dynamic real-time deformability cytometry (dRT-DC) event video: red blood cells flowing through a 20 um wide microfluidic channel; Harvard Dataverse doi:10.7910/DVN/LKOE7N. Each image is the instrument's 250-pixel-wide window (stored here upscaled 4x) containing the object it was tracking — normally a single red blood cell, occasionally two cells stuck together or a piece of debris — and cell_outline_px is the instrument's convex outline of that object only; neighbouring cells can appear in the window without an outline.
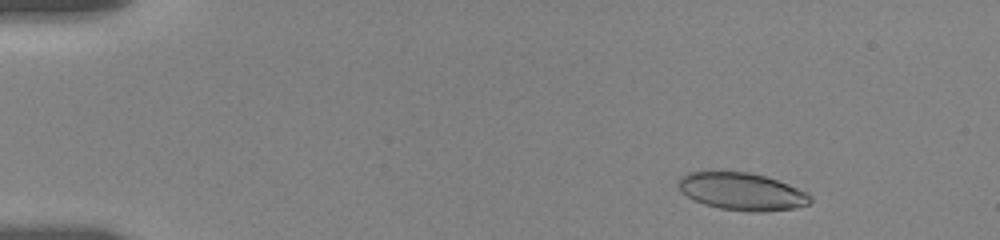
{"species": "human", "species_latin": "Homo sapiens", "temperature_condition": "room temperature", "stored_images_in_passage": 10, "camera_frame_rate_fps": 3000, "um_per_image_px": 0.085, "donor": {"sex": "female"}, "frame": {"image": 1, "passage_image": 4, "time_ms": 1.333, "image_size_px": [1000, 240], "cell_outline_px": [[812, 200], [808, 204], [796, 208], [764, 212], [756, 212], [720, 208], [704, 204], [688, 196], [676, 184], [680, 176], [688, 172], [748, 172], [764, 176], [788, 184], [808, 192], [812, 196]], "centroid_in_image_um": [63.09, 16.28], "position_along_channel_um": 21.9, "area_um2": 28.61}}
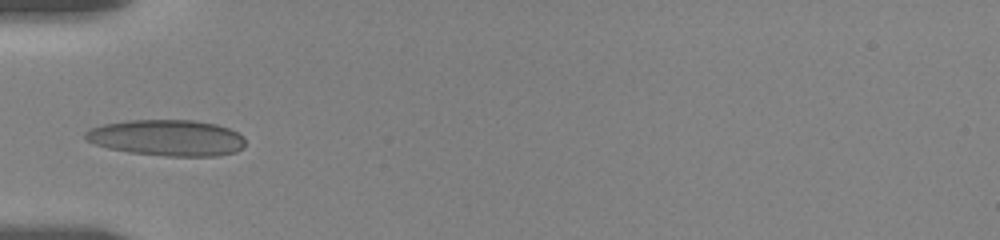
{"frame": {"image": 2, "passage_image": 9, "time_ms": 5.333, "image_size_px": [1000, 240], "cell_outline_px": [[244, 148], [236, 152], [216, 156], [164, 156], [132, 152], [108, 148], [84, 140], [84, 132], [88, 128], [104, 124], [128, 120], [192, 120], [216, 124], [228, 128], [244, 136]], "centroid_in_image_um": [14.18, 11.71], "position_along_channel_um": 70.8, "area_um2": 33.81}}